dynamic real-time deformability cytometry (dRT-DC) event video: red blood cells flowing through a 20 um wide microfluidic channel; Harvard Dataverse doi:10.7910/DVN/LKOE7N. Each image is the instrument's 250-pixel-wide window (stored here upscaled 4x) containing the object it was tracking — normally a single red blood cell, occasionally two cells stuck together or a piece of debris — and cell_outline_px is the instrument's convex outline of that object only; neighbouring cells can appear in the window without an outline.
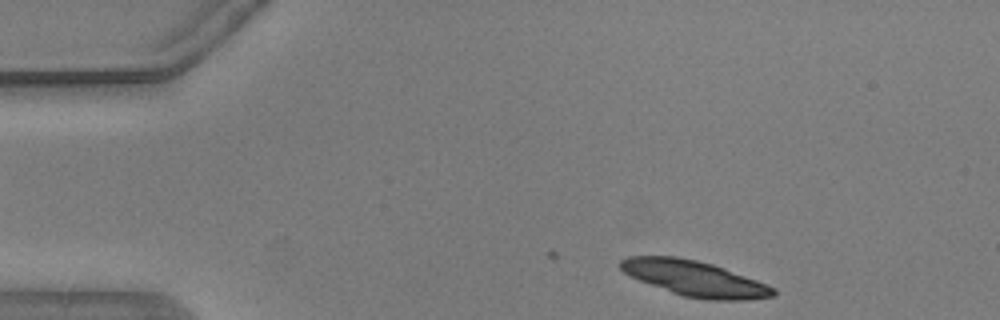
{"species": "common noctule bat (a hibernating species)", "species_latin": "Nyctalus noctula", "temperature_condition": "warm", "stored_images_in_passage": 16, "camera_frame_rate_fps": 3000, "um_per_image_px": 0.085, "animal": {"sex": "male", "body_mass_g": 20.5, "forearm_length_mm": 52.5}, "frame": {"image": 1, "passage_image": 1, "time_ms": 0.0, "image_size_px": [1000, 320], "cell_outline_px": [[776, 296], [748, 300], [704, 300], [684, 296], [672, 292], [640, 280], [624, 272], [616, 264], [620, 260], [628, 256], [676, 256], [696, 260], [712, 264], [724, 268], [756, 280], [776, 288]], "centroid_in_image_um": [59.06, 23.67], "position_along_channel_um": 25.9, "area_um2": 31.44}}